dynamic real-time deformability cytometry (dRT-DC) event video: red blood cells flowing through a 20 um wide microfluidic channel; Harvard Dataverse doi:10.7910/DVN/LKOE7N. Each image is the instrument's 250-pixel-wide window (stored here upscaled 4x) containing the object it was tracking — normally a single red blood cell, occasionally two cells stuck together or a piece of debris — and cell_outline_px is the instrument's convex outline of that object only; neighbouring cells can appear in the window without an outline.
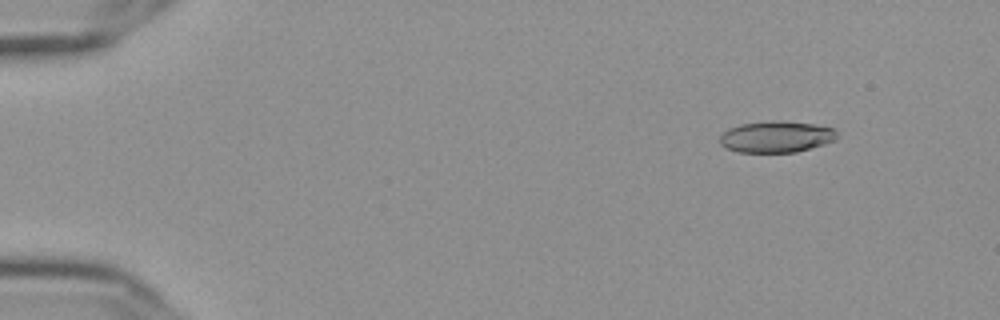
{"species": "Egyptian fruit bat (a non-hibernating species)", "species_latin": "Rousettus aegyptiacus", "temperature_condition": "cold", "stored_images_in_passage": 57, "camera_frame_rate_fps": 3000, "um_per_image_px": 0.085, "frame": {"image": 1, "passage_image": 7, "time_ms": 2.0, "image_size_px": [1000, 320], "cell_outline_px": [[836, 140], [824, 144], [796, 152], [740, 152], [728, 148], [720, 144], [720, 136], [728, 128], [740, 124], [772, 120], [780, 120], [812, 124], [836, 128]], "centroid_in_image_um": [65.99, 11.61], "position_along_channel_um": 19.0, "area_um2": 21.44}}
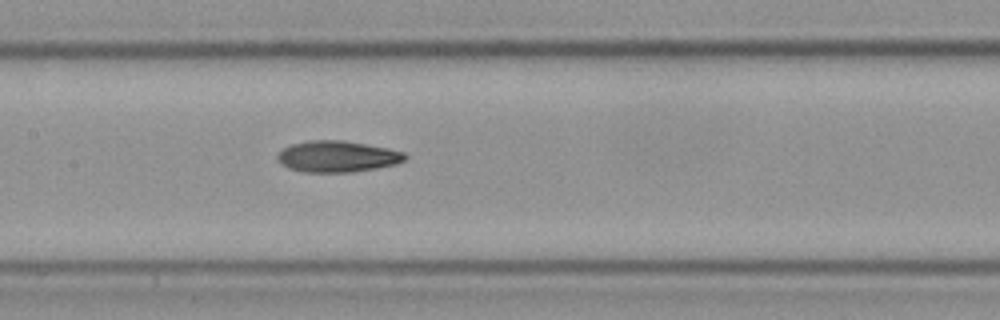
{"frame": {"image": 2, "passage_image": 29, "time_ms": 9.333, "image_size_px": [1000, 320], "cell_outline_px": [[408, 156], [404, 160], [396, 164], [376, 168], [352, 172], [304, 172], [288, 168], [276, 156], [284, 148], [292, 144], [308, 140], [340, 140], [388, 148], [404, 152]], "centroid_in_image_um": [28.69, 13.3], "position_along_channel_um": 178.7, "area_um2": 23.0}}
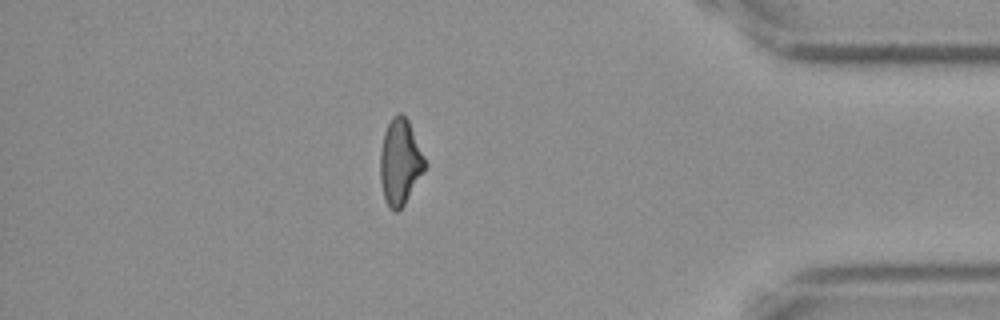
{"frame": {"image": 3, "passage_image": 50, "time_ms": 16.333, "image_size_px": [1000, 320], "cell_outline_px": [[428, 164], [404, 204], [396, 212], [392, 212], [384, 196], [380, 180], [380, 152], [384, 132], [392, 116], [400, 112], [408, 120]], "centroid_in_image_um": [34.0, 13.75], "position_along_channel_um": 401.2, "area_um2": 22.2}, "authors_computed_cell_mechanics": {"area_um2": 22.7154, "velocity_mm_per_s": 3.642, "shape_relaxation_time_tau1_ms": 6.2385, "shape_relaxation_time_tau2_ms": 5.4191, "deformation_change_tau1": 0.1672, "deformation_change_tau2": 0.1295}}